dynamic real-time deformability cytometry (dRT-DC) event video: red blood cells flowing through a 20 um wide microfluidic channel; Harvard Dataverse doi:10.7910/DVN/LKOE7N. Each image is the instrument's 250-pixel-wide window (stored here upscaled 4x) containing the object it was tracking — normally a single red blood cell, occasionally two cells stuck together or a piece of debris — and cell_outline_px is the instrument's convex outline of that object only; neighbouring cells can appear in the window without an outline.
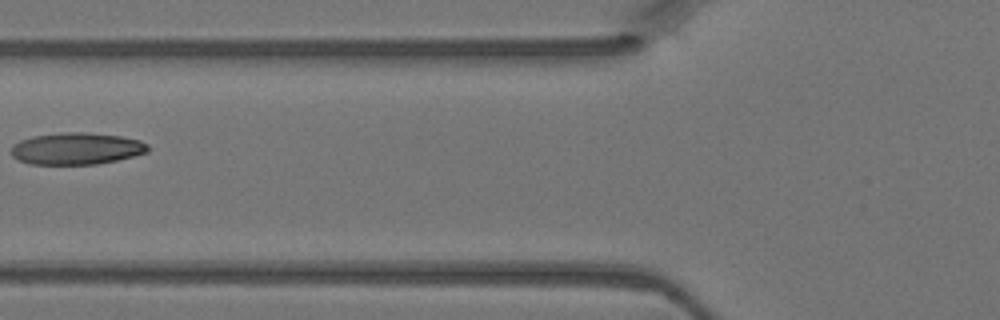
{"species": "Egyptian fruit bat (a non-hibernating species)", "species_latin": "Rousettus aegyptiacus", "temperature_condition": "warm", "stored_images_in_passage": 5, "camera_frame_rate_fps": 3000, "um_per_image_px": 0.085, "animal": {"sex": "female"}, "frame": {"image": 1, "passage_image": 5, "time_ms": 1.333, "image_size_px": [1000, 320], "cell_outline_px": [[148, 152], [116, 160], [96, 164], [32, 164], [20, 160], [12, 156], [12, 144], [20, 140], [32, 136], [60, 132], [84, 132], [120, 136], [140, 140], [148, 144]], "centroid_in_image_um": [6.49, 12.62], "position_along_channel_um": 119.3, "area_um2": 25.32}}